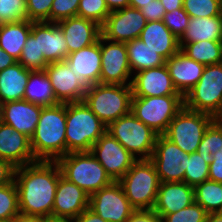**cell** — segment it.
Segmentation results:
<instances>
[{
    "mask_svg": "<svg viewBox=\"0 0 222 222\" xmlns=\"http://www.w3.org/2000/svg\"><path fill=\"white\" fill-rule=\"evenodd\" d=\"M111 12L104 0H80L77 16L92 20L102 26Z\"/></svg>",
    "mask_w": 222,
    "mask_h": 222,
    "instance_id": "cell-39",
    "label": "cell"
},
{
    "mask_svg": "<svg viewBox=\"0 0 222 222\" xmlns=\"http://www.w3.org/2000/svg\"><path fill=\"white\" fill-rule=\"evenodd\" d=\"M205 222H222V212L208 213Z\"/></svg>",
    "mask_w": 222,
    "mask_h": 222,
    "instance_id": "cell-55",
    "label": "cell"
},
{
    "mask_svg": "<svg viewBox=\"0 0 222 222\" xmlns=\"http://www.w3.org/2000/svg\"><path fill=\"white\" fill-rule=\"evenodd\" d=\"M11 222H47V218L40 216L19 215L16 219L12 220Z\"/></svg>",
    "mask_w": 222,
    "mask_h": 222,
    "instance_id": "cell-53",
    "label": "cell"
},
{
    "mask_svg": "<svg viewBox=\"0 0 222 222\" xmlns=\"http://www.w3.org/2000/svg\"><path fill=\"white\" fill-rule=\"evenodd\" d=\"M1 112H2V104L0 103V122L2 121V119H1Z\"/></svg>",
    "mask_w": 222,
    "mask_h": 222,
    "instance_id": "cell-58",
    "label": "cell"
},
{
    "mask_svg": "<svg viewBox=\"0 0 222 222\" xmlns=\"http://www.w3.org/2000/svg\"><path fill=\"white\" fill-rule=\"evenodd\" d=\"M20 215L15 181L0 186V222H11Z\"/></svg>",
    "mask_w": 222,
    "mask_h": 222,
    "instance_id": "cell-35",
    "label": "cell"
},
{
    "mask_svg": "<svg viewBox=\"0 0 222 222\" xmlns=\"http://www.w3.org/2000/svg\"><path fill=\"white\" fill-rule=\"evenodd\" d=\"M73 221L74 222H107L89 208L83 211Z\"/></svg>",
    "mask_w": 222,
    "mask_h": 222,
    "instance_id": "cell-49",
    "label": "cell"
},
{
    "mask_svg": "<svg viewBox=\"0 0 222 222\" xmlns=\"http://www.w3.org/2000/svg\"><path fill=\"white\" fill-rule=\"evenodd\" d=\"M209 180L222 183V150L212 155V161L209 164Z\"/></svg>",
    "mask_w": 222,
    "mask_h": 222,
    "instance_id": "cell-46",
    "label": "cell"
},
{
    "mask_svg": "<svg viewBox=\"0 0 222 222\" xmlns=\"http://www.w3.org/2000/svg\"><path fill=\"white\" fill-rule=\"evenodd\" d=\"M189 20L190 16L183 8H180L172 12H166L162 21L167 28L180 39L185 33Z\"/></svg>",
    "mask_w": 222,
    "mask_h": 222,
    "instance_id": "cell-42",
    "label": "cell"
},
{
    "mask_svg": "<svg viewBox=\"0 0 222 222\" xmlns=\"http://www.w3.org/2000/svg\"><path fill=\"white\" fill-rule=\"evenodd\" d=\"M195 202L194 187L185 182H160L153 210L162 219Z\"/></svg>",
    "mask_w": 222,
    "mask_h": 222,
    "instance_id": "cell-23",
    "label": "cell"
},
{
    "mask_svg": "<svg viewBox=\"0 0 222 222\" xmlns=\"http://www.w3.org/2000/svg\"><path fill=\"white\" fill-rule=\"evenodd\" d=\"M136 210H153L160 180L150 159H139L118 181Z\"/></svg>",
    "mask_w": 222,
    "mask_h": 222,
    "instance_id": "cell-5",
    "label": "cell"
},
{
    "mask_svg": "<svg viewBox=\"0 0 222 222\" xmlns=\"http://www.w3.org/2000/svg\"><path fill=\"white\" fill-rule=\"evenodd\" d=\"M63 31L69 54L96 43L101 36V26L83 17L74 16L57 22Z\"/></svg>",
    "mask_w": 222,
    "mask_h": 222,
    "instance_id": "cell-24",
    "label": "cell"
},
{
    "mask_svg": "<svg viewBox=\"0 0 222 222\" xmlns=\"http://www.w3.org/2000/svg\"><path fill=\"white\" fill-rule=\"evenodd\" d=\"M182 95L132 97L131 112L158 135H164L176 114L183 108Z\"/></svg>",
    "mask_w": 222,
    "mask_h": 222,
    "instance_id": "cell-7",
    "label": "cell"
},
{
    "mask_svg": "<svg viewBox=\"0 0 222 222\" xmlns=\"http://www.w3.org/2000/svg\"><path fill=\"white\" fill-rule=\"evenodd\" d=\"M64 61L86 89L90 85L99 84L101 75L100 37L93 45L68 54Z\"/></svg>",
    "mask_w": 222,
    "mask_h": 222,
    "instance_id": "cell-18",
    "label": "cell"
},
{
    "mask_svg": "<svg viewBox=\"0 0 222 222\" xmlns=\"http://www.w3.org/2000/svg\"><path fill=\"white\" fill-rule=\"evenodd\" d=\"M47 222H74L73 220H63V219H47Z\"/></svg>",
    "mask_w": 222,
    "mask_h": 222,
    "instance_id": "cell-56",
    "label": "cell"
},
{
    "mask_svg": "<svg viewBox=\"0 0 222 222\" xmlns=\"http://www.w3.org/2000/svg\"><path fill=\"white\" fill-rule=\"evenodd\" d=\"M100 84L131 85L132 71L125 43L112 42L100 36Z\"/></svg>",
    "mask_w": 222,
    "mask_h": 222,
    "instance_id": "cell-13",
    "label": "cell"
},
{
    "mask_svg": "<svg viewBox=\"0 0 222 222\" xmlns=\"http://www.w3.org/2000/svg\"><path fill=\"white\" fill-rule=\"evenodd\" d=\"M15 169L10 162L0 159V186L14 181Z\"/></svg>",
    "mask_w": 222,
    "mask_h": 222,
    "instance_id": "cell-48",
    "label": "cell"
},
{
    "mask_svg": "<svg viewBox=\"0 0 222 222\" xmlns=\"http://www.w3.org/2000/svg\"><path fill=\"white\" fill-rule=\"evenodd\" d=\"M222 38V15L213 17H190L185 33L179 39L180 50L190 42L202 40L220 41Z\"/></svg>",
    "mask_w": 222,
    "mask_h": 222,
    "instance_id": "cell-28",
    "label": "cell"
},
{
    "mask_svg": "<svg viewBox=\"0 0 222 222\" xmlns=\"http://www.w3.org/2000/svg\"><path fill=\"white\" fill-rule=\"evenodd\" d=\"M139 39L159 53L165 60L179 50V39L167 28L162 20L147 22Z\"/></svg>",
    "mask_w": 222,
    "mask_h": 222,
    "instance_id": "cell-26",
    "label": "cell"
},
{
    "mask_svg": "<svg viewBox=\"0 0 222 222\" xmlns=\"http://www.w3.org/2000/svg\"><path fill=\"white\" fill-rule=\"evenodd\" d=\"M56 162L62 176L89 195L113 182L91 152H70Z\"/></svg>",
    "mask_w": 222,
    "mask_h": 222,
    "instance_id": "cell-6",
    "label": "cell"
},
{
    "mask_svg": "<svg viewBox=\"0 0 222 222\" xmlns=\"http://www.w3.org/2000/svg\"><path fill=\"white\" fill-rule=\"evenodd\" d=\"M126 222H162L154 210H136Z\"/></svg>",
    "mask_w": 222,
    "mask_h": 222,
    "instance_id": "cell-47",
    "label": "cell"
},
{
    "mask_svg": "<svg viewBox=\"0 0 222 222\" xmlns=\"http://www.w3.org/2000/svg\"><path fill=\"white\" fill-rule=\"evenodd\" d=\"M216 119L222 124V112Z\"/></svg>",
    "mask_w": 222,
    "mask_h": 222,
    "instance_id": "cell-57",
    "label": "cell"
},
{
    "mask_svg": "<svg viewBox=\"0 0 222 222\" xmlns=\"http://www.w3.org/2000/svg\"><path fill=\"white\" fill-rule=\"evenodd\" d=\"M183 9L190 17L222 15V0H183Z\"/></svg>",
    "mask_w": 222,
    "mask_h": 222,
    "instance_id": "cell-38",
    "label": "cell"
},
{
    "mask_svg": "<svg viewBox=\"0 0 222 222\" xmlns=\"http://www.w3.org/2000/svg\"><path fill=\"white\" fill-rule=\"evenodd\" d=\"M30 33L29 20L0 24V47L18 61Z\"/></svg>",
    "mask_w": 222,
    "mask_h": 222,
    "instance_id": "cell-30",
    "label": "cell"
},
{
    "mask_svg": "<svg viewBox=\"0 0 222 222\" xmlns=\"http://www.w3.org/2000/svg\"><path fill=\"white\" fill-rule=\"evenodd\" d=\"M183 99L185 108L216 119L222 112V63L205 66L201 78Z\"/></svg>",
    "mask_w": 222,
    "mask_h": 222,
    "instance_id": "cell-9",
    "label": "cell"
},
{
    "mask_svg": "<svg viewBox=\"0 0 222 222\" xmlns=\"http://www.w3.org/2000/svg\"><path fill=\"white\" fill-rule=\"evenodd\" d=\"M0 159L21 167L36 162L30 138L12 126L0 122Z\"/></svg>",
    "mask_w": 222,
    "mask_h": 222,
    "instance_id": "cell-20",
    "label": "cell"
},
{
    "mask_svg": "<svg viewBox=\"0 0 222 222\" xmlns=\"http://www.w3.org/2000/svg\"><path fill=\"white\" fill-rule=\"evenodd\" d=\"M79 2L80 0H53L50 9V22L57 23L77 16Z\"/></svg>",
    "mask_w": 222,
    "mask_h": 222,
    "instance_id": "cell-43",
    "label": "cell"
},
{
    "mask_svg": "<svg viewBox=\"0 0 222 222\" xmlns=\"http://www.w3.org/2000/svg\"><path fill=\"white\" fill-rule=\"evenodd\" d=\"M207 212L197 202L172 214L165 215L162 222H205Z\"/></svg>",
    "mask_w": 222,
    "mask_h": 222,
    "instance_id": "cell-41",
    "label": "cell"
},
{
    "mask_svg": "<svg viewBox=\"0 0 222 222\" xmlns=\"http://www.w3.org/2000/svg\"><path fill=\"white\" fill-rule=\"evenodd\" d=\"M87 208L89 194L61 174L55 192L52 219L74 220Z\"/></svg>",
    "mask_w": 222,
    "mask_h": 222,
    "instance_id": "cell-16",
    "label": "cell"
},
{
    "mask_svg": "<svg viewBox=\"0 0 222 222\" xmlns=\"http://www.w3.org/2000/svg\"><path fill=\"white\" fill-rule=\"evenodd\" d=\"M165 65L177 91L184 97L201 78L205 65L190 59L179 50L166 60Z\"/></svg>",
    "mask_w": 222,
    "mask_h": 222,
    "instance_id": "cell-25",
    "label": "cell"
},
{
    "mask_svg": "<svg viewBox=\"0 0 222 222\" xmlns=\"http://www.w3.org/2000/svg\"><path fill=\"white\" fill-rule=\"evenodd\" d=\"M146 24L139 9L126 7L108 15L101 26V36L112 42L126 43L139 38Z\"/></svg>",
    "mask_w": 222,
    "mask_h": 222,
    "instance_id": "cell-15",
    "label": "cell"
},
{
    "mask_svg": "<svg viewBox=\"0 0 222 222\" xmlns=\"http://www.w3.org/2000/svg\"><path fill=\"white\" fill-rule=\"evenodd\" d=\"M61 170L56 161H36L15 169L20 215L52 218Z\"/></svg>",
    "mask_w": 222,
    "mask_h": 222,
    "instance_id": "cell-1",
    "label": "cell"
},
{
    "mask_svg": "<svg viewBox=\"0 0 222 222\" xmlns=\"http://www.w3.org/2000/svg\"><path fill=\"white\" fill-rule=\"evenodd\" d=\"M211 161L212 155H199L197 151L189 154L183 182L195 187L196 185L208 180L209 164Z\"/></svg>",
    "mask_w": 222,
    "mask_h": 222,
    "instance_id": "cell-34",
    "label": "cell"
},
{
    "mask_svg": "<svg viewBox=\"0 0 222 222\" xmlns=\"http://www.w3.org/2000/svg\"><path fill=\"white\" fill-rule=\"evenodd\" d=\"M181 51L205 66L222 63L220 41L202 40L187 43Z\"/></svg>",
    "mask_w": 222,
    "mask_h": 222,
    "instance_id": "cell-32",
    "label": "cell"
},
{
    "mask_svg": "<svg viewBox=\"0 0 222 222\" xmlns=\"http://www.w3.org/2000/svg\"><path fill=\"white\" fill-rule=\"evenodd\" d=\"M187 159L189 154L165 135H158L150 160L155 165L160 182L184 181Z\"/></svg>",
    "mask_w": 222,
    "mask_h": 222,
    "instance_id": "cell-12",
    "label": "cell"
},
{
    "mask_svg": "<svg viewBox=\"0 0 222 222\" xmlns=\"http://www.w3.org/2000/svg\"><path fill=\"white\" fill-rule=\"evenodd\" d=\"M106 131L107 126L84 101L66 103V155L70 152H90Z\"/></svg>",
    "mask_w": 222,
    "mask_h": 222,
    "instance_id": "cell-3",
    "label": "cell"
},
{
    "mask_svg": "<svg viewBox=\"0 0 222 222\" xmlns=\"http://www.w3.org/2000/svg\"><path fill=\"white\" fill-rule=\"evenodd\" d=\"M22 20H28L26 0H0V24Z\"/></svg>",
    "mask_w": 222,
    "mask_h": 222,
    "instance_id": "cell-40",
    "label": "cell"
},
{
    "mask_svg": "<svg viewBox=\"0 0 222 222\" xmlns=\"http://www.w3.org/2000/svg\"><path fill=\"white\" fill-rule=\"evenodd\" d=\"M152 0H129V7L141 9L144 5L150 3Z\"/></svg>",
    "mask_w": 222,
    "mask_h": 222,
    "instance_id": "cell-54",
    "label": "cell"
},
{
    "mask_svg": "<svg viewBox=\"0 0 222 222\" xmlns=\"http://www.w3.org/2000/svg\"><path fill=\"white\" fill-rule=\"evenodd\" d=\"M31 70L18 61L0 71V103L24 99L25 87Z\"/></svg>",
    "mask_w": 222,
    "mask_h": 222,
    "instance_id": "cell-27",
    "label": "cell"
},
{
    "mask_svg": "<svg viewBox=\"0 0 222 222\" xmlns=\"http://www.w3.org/2000/svg\"><path fill=\"white\" fill-rule=\"evenodd\" d=\"M222 150V124L215 119L206 129L197 148L199 155H214Z\"/></svg>",
    "mask_w": 222,
    "mask_h": 222,
    "instance_id": "cell-37",
    "label": "cell"
},
{
    "mask_svg": "<svg viewBox=\"0 0 222 222\" xmlns=\"http://www.w3.org/2000/svg\"><path fill=\"white\" fill-rule=\"evenodd\" d=\"M220 45H221V53H222V38L220 39Z\"/></svg>",
    "mask_w": 222,
    "mask_h": 222,
    "instance_id": "cell-59",
    "label": "cell"
},
{
    "mask_svg": "<svg viewBox=\"0 0 222 222\" xmlns=\"http://www.w3.org/2000/svg\"><path fill=\"white\" fill-rule=\"evenodd\" d=\"M215 118L183 108L172 119L165 136L187 154L197 151L203 135Z\"/></svg>",
    "mask_w": 222,
    "mask_h": 222,
    "instance_id": "cell-10",
    "label": "cell"
},
{
    "mask_svg": "<svg viewBox=\"0 0 222 222\" xmlns=\"http://www.w3.org/2000/svg\"><path fill=\"white\" fill-rule=\"evenodd\" d=\"M66 103L43 107L31 149L36 161H57L66 155Z\"/></svg>",
    "mask_w": 222,
    "mask_h": 222,
    "instance_id": "cell-2",
    "label": "cell"
},
{
    "mask_svg": "<svg viewBox=\"0 0 222 222\" xmlns=\"http://www.w3.org/2000/svg\"><path fill=\"white\" fill-rule=\"evenodd\" d=\"M113 181H119L138 160L109 132H105L90 151Z\"/></svg>",
    "mask_w": 222,
    "mask_h": 222,
    "instance_id": "cell-14",
    "label": "cell"
},
{
    "mask_svg": "<svg viewBox=\"0 0 222 222\" xmlns=\"http://www.w3.org/2000/svg\"><path fill=\"white\" fill-rule=\"evenodd\" d=\"M24 100L43 107L61 103L54 93L45 70L31 71L25 87Z\"/></svg>",
    "mask_w": 222,
    "mask_h": 222,
    "instance_id": "cell-29",
    "label": "cell"
},
{
    "mask_svg": "<svg viewBox=\"0 0 222 222\" xmlns=\"http://www.w3.org/2000/svg\"><path fill=\"white\" fill-rule=\"evenodd\" d=\"M166 12H172L175 9L183 8V0H160Z\"/></svg>",
    "mask_w": 222,
    "mask_h": 222,
    "instance_id": "cell-52",
    "label": "cell"
},
{
    "mask_svg": "<svg viewBox=\"0 0 222 222\" xmlns=\"http://www.w3.org/2000/svg\"><path fill=\"white\" fill-rule=\"evenodd\" d=\"M109 11H116L129 7V0H104Z\"/></svg>",
    "mask_w": 222,
    "mask_h": 222,
    "instance_id": "cell-51",
    "label": "cell"
},
{
    "mask_svg": "<svg viewBox=\"0 0 222 222\" xmlns=\"http://www.w3.org/2000/svg\"><path fill=\"white\" fill-rule=\"evenodd\" d=\"M18 62L31 71H42L48 66L44 53H40L38 37L29 34Z\"/></svg>",
    "mask_w": 222,
    "mask_h": 222,
    "instance_id": "cell-36",
    "label": "cell"
},
{
    "mask_svg": "<svg viewBox=\"0 0 222 222\" xmlns=\"http://www.w3.org/2000/svg\"><path fill=\"white\" fill-rule=\"evenodd\" d=\"M131 89L132 97L181 95L175 88L166 65L134 73Z\"/></svg>",
    "mask_w": 222,
    "mask_h": 222,
    "instance_id": "cell-17",
    "label": "cell"
},
{
    "mask_svg": "<svg viewBox=\"0 0 222 222\" xmlns=\"http://www.w3.org/2000/svg\"><path fill=\"white\" fill-rule=\"evenodd\" d=\"M53 0H26L27 18L32 22H50V9Z\"/></svg>",
    "mask_w": 222,
    "mask_h": 222,
    "instance_id": "cell-44",
    "label": "cell"
},
{
    "mask_svg": "<svg viewBox=\"0 0 222 222\" xmlns=\"http://www.w3.org/2000/svg\"><path fill=\"white\" fill-rule=\"evenodd\" d=\"M56 98L61 103L83 101L86 88L77 80L65 61L53 62L44 69Z\"/></svg>",
    "mask_w": 222,
    "mask_h": 222,
    "instance_id": "cell-19",
    "label": "cell"
},
{
    "mask_svg": "<svg viewBox=\"0 0 222 222\" xmlns=\"http://www.w3.org/2000/svg\"><path fill=\"white\" fill-rule=\"evenodd\" d=\"M43 106L22 99L2 104V122L31 138L37 127Z\"/></svg>",
    "mask_w": 222,
    "mask_h": 222,
    "instance_id": "cell-22",
    "label": "cell"
},
{
    "mask_svg": "<svg viewBox=\"0 0 222 222\" xmlns=\"http://www.w3.org/2000/svg\"><path fill=\"white\" fill-rule=\"evenodd\" d=\"M107 132L138 160L151 159L158 134L132 112L113 121Z\"/></svg>",
    "mask_w": 222,
    "mask_h": 222,
    "instance_id": "cell-8",
    "label": "cell"
},
{
    "mask_svg": "<svg viewBox=\"0 0 222 222\" xmlns=\"http://www.w3.org/2000/svg\"><path fill=\"white\" fill-rule=\"evenodd\" d=\"M89 209L107 222H126L136 211L118 181L89 195Z\"/></svg>",
    "mask_w": 222,
    "mask_h": 222,
    "instance_id": "cell-11",
    "label": "cell"
},
{
    "mask_svg": "<svg viewBox=\"0 0 222 222\" xmlns=\"http://www.w3.org/2000/svg\"><path fill=\"white\" fill-rule=\"evenodd\" d=\"M33 37H38L40 53H44L45 60L50 64L64 61L68 54V45L63 35V31L53 22H32L31 33Z\"/></svg>",
    "mask_w": 222,
    "mask_h": 222,
    "instance_id": "cell-21",
    "label": "cell"
},
{
    "mask_svg": "<svg viewBox=\"0 0 222 222\" xmlns=\"http://www.w3.org/2000/svg\"><path fill=\"white\" fill-rule=\"evenodd\" d=\"M17 60L0 47V71L16 63Z\"/></svg>",
    "mask_w": 222,
    "mask_h": 222,
    "instance_id": "cell-50",
    "label": "cell"
},
{
    "mask_svg": "<svg viewBox=\"0 0 222 222\" xmlns=\"http://www.w3.org/2000/svg\"><path fill=\"white\" fill-rule=\"evenodd\" d=\"M194 196L207 213L222 212V183L208 179L194 187Z\"/></svg>",
    "mask_w": 222,
    "mask_h": 222,
    "instance_id": "cell-33",
    "label": "cell"
},
{
    "mask_svg": "<svg viewBox=\"0 0 222 222\" xmlns=\"http://www.w3.org/2000/svg\"><path fill=\"white\" fill-rule=\"evenodd\" d=\"M141 13L146 18L147 22L163 20L166 14L164 6L160 0H152L140 9Z\"/></svg>",
    "mask_w": 222,
    "mask_h": 222,
    "instance_id": "cell-45",
    "label": "cell"
},
{
    "mask_svg": "<svg viewBox=\"0 0 222 222\" xmlns=\"http://www.w3.org/2000/svg\"><path fill=\"white\" fill-rule=\"evenodd\" d=\"M125 44L132 74L165 65L166 60L139 38Z\"/></svg>",
    "mask_w": 222,
    "mask_h": 222,
    "instance_id": "cell-31",
    "label": "cell"
},
{
    "mask_svg": "<svg viewBox=\"0 0 222 222\" xmlns=\"http://www.w3.org/2000/svg\"><path fill=\"white\" fill-rule=\"evenodd\" d=\"M131 85L95 84L86 89L83 101L108 127L131 112Z\"/></svg>",
    "mask_w": 222,
    "mask_h": 222,
    "instance_id": "cell-4",
    "label": "cell"
}]
</instances>
